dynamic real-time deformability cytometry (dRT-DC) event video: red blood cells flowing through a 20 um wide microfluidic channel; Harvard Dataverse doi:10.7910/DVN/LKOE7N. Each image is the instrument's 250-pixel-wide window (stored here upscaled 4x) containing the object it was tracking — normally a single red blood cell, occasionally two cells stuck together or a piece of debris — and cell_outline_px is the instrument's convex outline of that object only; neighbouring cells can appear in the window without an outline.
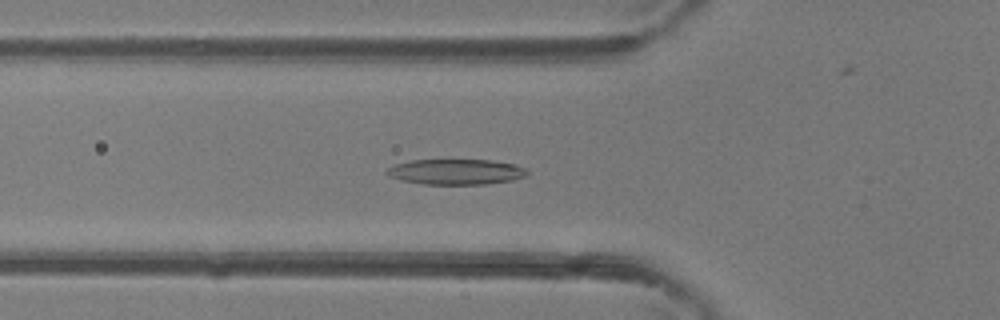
{"species": "common noctule bat (a hibernating species)", "species_latin": "Nyctalus noctula", "temperature_condition": "room temperature", "stored_images_in_passage": 49, "camera_frame_rate_fps": 3000, "um_per_image_px": 0.085, "animal": {"sex": "female"}, "frame": {"image": 1, "passage_image": 17, "time_ms": 5.333, "image_size_px": [1000, 320], "cell_outline_px": [[528, 176], [512, 180], [484, 184], [424, 184], [400, 180], [388, 176], [384, 172], [388, 168], [396, 164], [412, 160], [492, 160], [512, 164], [524, 168], [528, 172]], "centroid_in_image_um": [38.73, 14.61], "position_along_channel_um": 87.1, "area_um2": 20.75}}
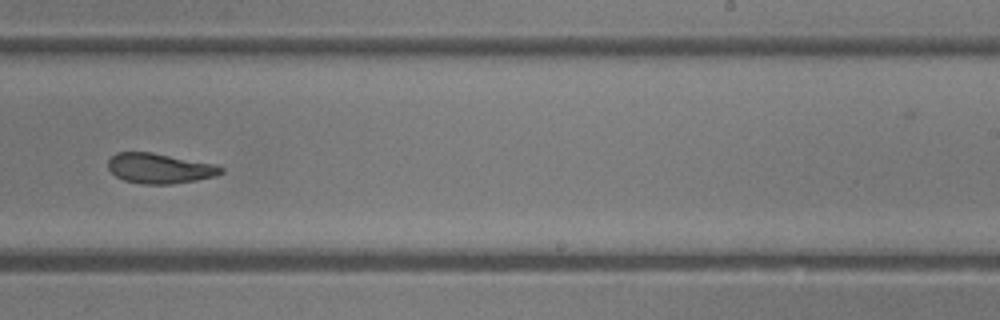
{"frame": {"image": 2, "passage_image": 30, "time_ms": 9.667, "image_size_px": [1000, 320], "cell_outline_px": [[224, 172], [216, 176], [196, 180], [172, 184], [140, 184], [124, 180], [116, 176], [108, 168], [108, 160], [116, 152], [152, 152], [216, 164], [224, 168]], "centroid_in_image_um": [13.59, 14.31], "position_along_channel_um": 275.4, "area_um2": 19.94}}
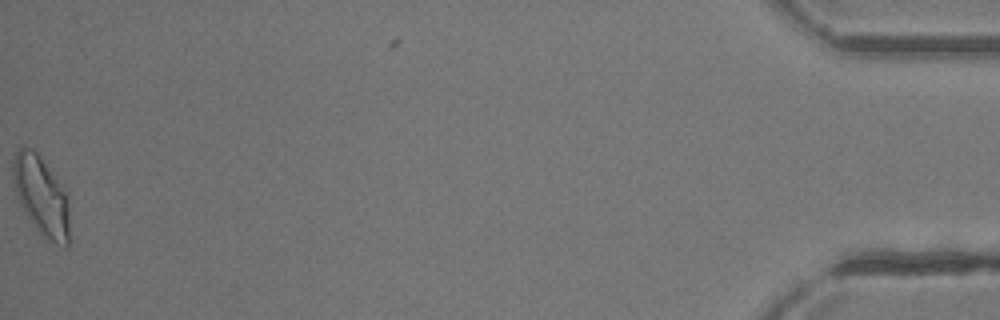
{"frame": {"image": 3, "passage_image": 48, "time_ms": 15.667, "image_size_px": [1000, 320], "cell_outline_px": [[68, 248], [64, 248], [56, 244], [44, 236], [36, 228], [20, 204], [16, 196], [12, 180], [12, 164], [16, 152], [24, 144], [32, 148], [40, 156], [68, 192]], "centroid_in_image_um": [3.5, 16.61], "position_along_channel_um": 431.7, "area_um2": 26.24}, "authors_computed_cell_mechanics": {"area_um2": 21.1548, "velocity_mm_per_s": 4.3381, "shape_relaxation_time_tau1_ms": 5.0406, "shape_relaxation_time_tau2_ms": 2.3617, "deformation_change_tau1": 0.1762, "deformation_change_tau2": 0.11}}